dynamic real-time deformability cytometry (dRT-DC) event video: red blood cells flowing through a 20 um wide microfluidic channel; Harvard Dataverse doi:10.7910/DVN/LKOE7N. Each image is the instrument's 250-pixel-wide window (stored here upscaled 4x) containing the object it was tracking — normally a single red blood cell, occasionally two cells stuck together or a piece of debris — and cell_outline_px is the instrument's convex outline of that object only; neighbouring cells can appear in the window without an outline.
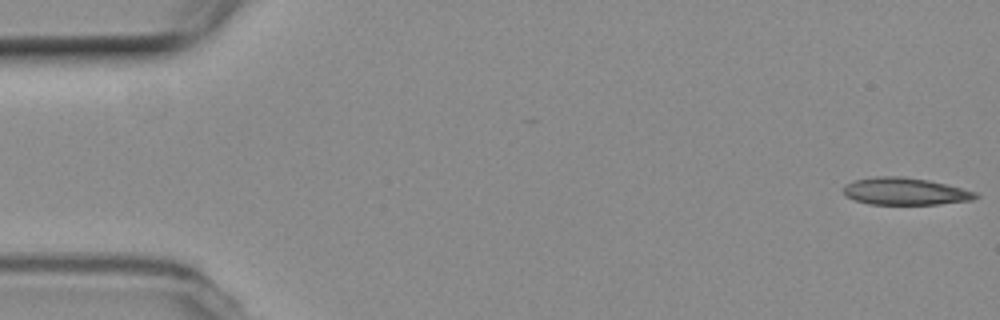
{"species": "common noctule bat (a hibernating species)", "species_latin": "Nyctalus noctula", "temperature_condition": "room temperature", "stored_images_in_passage": 53, "camera_frame_rate_fps": 3000, "um_per_image_px": 0.085, "animal": {"sex": "female", "body_mass_g": 19.3, "forearm_length_mm": 54.1}, "frame": {"image": 1, "passage_image": 1, "time_ms": 0.0, "image_size_px": [1000, 320], "cell_outline_px": [[980, 196], [972, 200], [940, 204], [868, 204], [844, 196], [844, 184], [856, 180], [876, 176], [904, 176], [928, 180], [976, 192]], "centroid_in_image_um": [76.91, 16.26], "position_along_channel_um": 8.1, "area_um2": 20.87}}
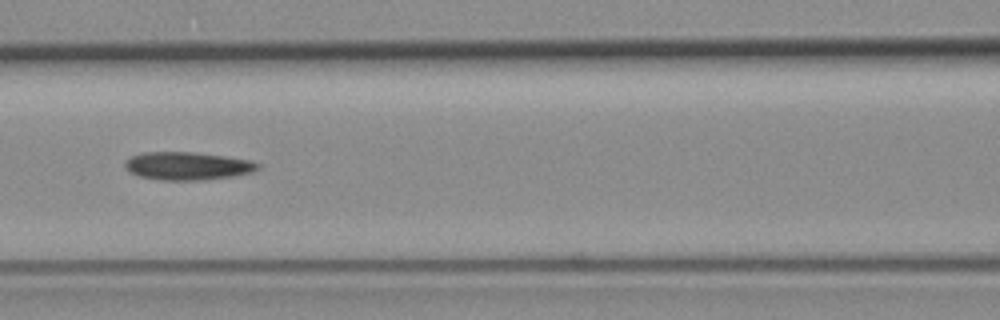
{"frame": {"image": 2, "passage_image": 23, "time_ms": 7.333, "image_size_px": [1000, 320], "cell_outline_px": [[260, 168], [252, 172], [236, 176], [204, 180], [164, 180], [140, 176], [132, 172], [124, 164], [132, 156], [144, 152], [192, 152], [224, 156], [248, 160], [260, 164]], "centroid_in_image_um": [16.0, 14.11], "position_along_channel_um": 150.6, "area_um2": 21.39}}
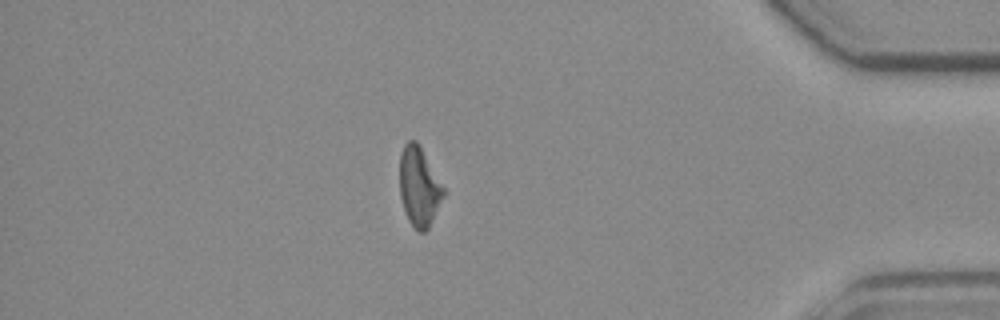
{"frame": {"image": 3, "passage_image": 46, "time_ms": 15.0, "image_size_px": [1000, 320], "cell_outline_px": [[444, 196], [428, 228], [424, 232], [420, 232], [408, 220], [400, 196], [400, 156], [404, 144], [408, 140], [416, 140], [420, 144], [444, 188]], "centroid_in_image_um": [35.62, 15.82], "position_along_channel_um": 399.6, "area_um2": 20.06}, "authors_computed_cell_mechanics": {"area_um2": 21.2126, "velocity_mm_per_s": 3.8049, "shape_relaxation_time_tau1_ms": null, "shape_relaxation_time_tau2_ms": 6.1638, "deformation_change_tau1": null, "deformation_change_tau2": 0.1816}}